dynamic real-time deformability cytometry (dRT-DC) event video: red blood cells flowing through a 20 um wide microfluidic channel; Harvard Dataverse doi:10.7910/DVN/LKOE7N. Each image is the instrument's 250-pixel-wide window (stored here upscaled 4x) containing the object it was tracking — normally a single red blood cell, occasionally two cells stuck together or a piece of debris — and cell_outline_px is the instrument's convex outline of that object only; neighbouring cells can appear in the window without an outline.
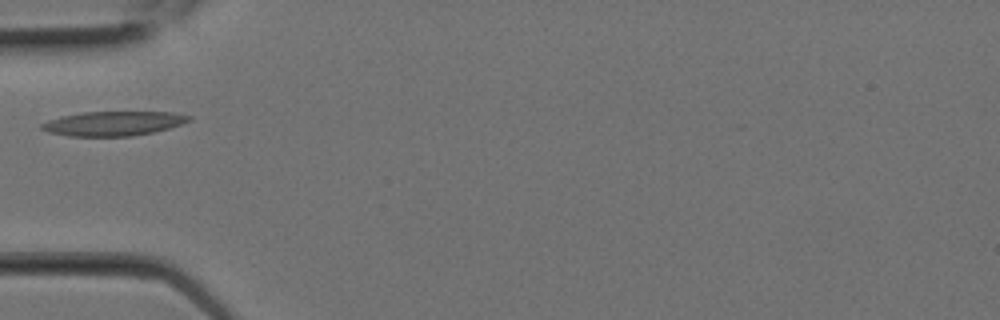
{"species": "Egyptian fruit bat (a non-hibernating species)", "species_latin": "Rousettus aegyptiacus", "temperature_condition": "room temperature", "stored_images_in_passage": 2, "camera_frame_rate_fps": 3000, "um_per_image_px": 0.085, "animal": {"sex": "female"}, "frame": {"image": 1, "passage_image": 2, "time_ms": 0.333, "image_size_px": [1000, 320], "cell_outline_px": [[192, 120], [168, 128], [152, 132], [132, 136], [68, 136], [48, 132], [40, 128], [40, 124], [48, 120], [60, 116], [84, 112], [172, 112], [192, 116]], "centroid_in_image_um": [9.61, 10.49], "position_along_channel_um": 75.4, "area_um2": 20.92}}